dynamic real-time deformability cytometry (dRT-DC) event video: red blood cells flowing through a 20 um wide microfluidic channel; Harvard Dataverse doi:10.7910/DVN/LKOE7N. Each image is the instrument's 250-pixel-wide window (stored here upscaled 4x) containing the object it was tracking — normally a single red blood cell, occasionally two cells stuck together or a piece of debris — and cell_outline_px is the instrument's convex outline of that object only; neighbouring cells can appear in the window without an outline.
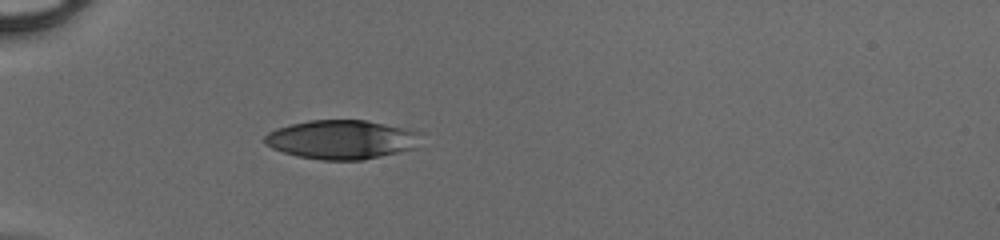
{"species": "human", "species_latin": "Homo sapiens", "temperature_condition": "cold", "stored_images_in_passage": 34, "camera_frame_rate_fps": 3000, "um_per_image_px": 0.085, "donor": {"sex": "male"}, "frame": {"image": 1, "passage_image": 1, "time_ms": 0.0, "image_size_px": [1000, 240], "cell_outline_px": [[428, 132], [416, 148], [364, 160], [320, 160], [296, 156], [272, 148], [264, 144], [264, 136], [268, 132], [276, 128], [288, 124], [308, 120], [368, 120]], "centroid_in_image_um": [29.12, 11.85], "position_along_channel_um": 55.9, "area_um2": 36.47}}
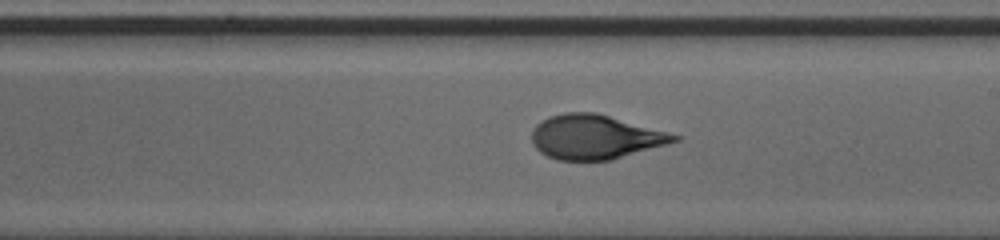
{"frame": {"image": 2, "passage_image": 15, "time_ms": 4.667, "image_size_px": [1000, 240], "cell_outline_px": [[680, 140], [668, 144], [612, 160], [556, 160], [540, 152], [532, 144], [532, 128], [540, 120], [548, 116], [564, 112], [596, 112], [680, 136]], "centroid_in_image_um": [50.54, 11.64], "position_along_channel_um": 238.5, "area_um2": 36.82}}
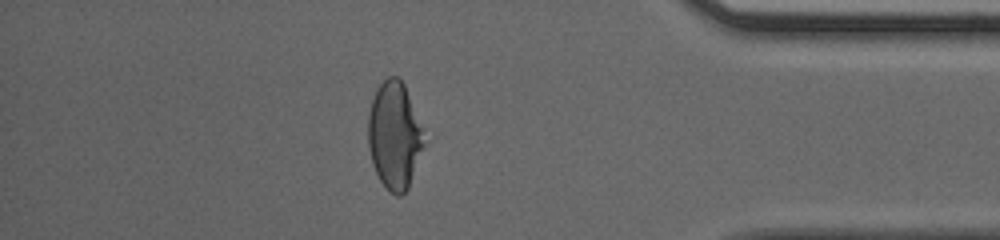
{"frame": {"image": 3, "passage_image": 28, "time_ms": 9.0, "image_size_px": [1000, 240], "cell_outline_px": [[428, 140], [408, 188], [400, 196], [396, 196], [380, 180], [372, 164], [368, 148], [368, 112], [376, 88], [388, 76], [396, 76], [404, 84]], "centroid_in_image_um": [33.55, 11.52], "position_along_channel_um": 401.7, "area_um2": 35.32}}